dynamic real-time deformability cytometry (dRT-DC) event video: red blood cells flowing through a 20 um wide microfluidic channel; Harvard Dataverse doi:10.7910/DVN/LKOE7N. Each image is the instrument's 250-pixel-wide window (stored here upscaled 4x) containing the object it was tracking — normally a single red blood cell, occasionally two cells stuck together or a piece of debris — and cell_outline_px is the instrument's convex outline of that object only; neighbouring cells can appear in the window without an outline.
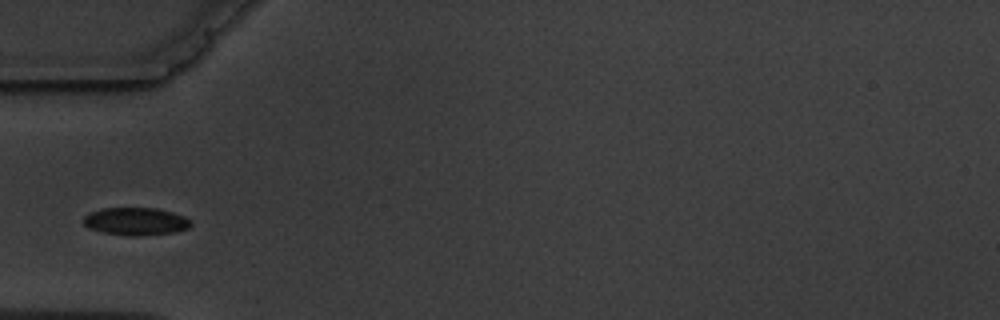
{"species": "common noctule bat (a hibernating species)", "species_latin": "Nyctalus noctula", "temperature_condition": "warm", "stored_images_in_passage": 3, "camera_frame_rate_fps": 3000, "um_per_image_px": 0.085, "animal": {"sex": "male", "body_mass_g": 19.5, "forearm_length_mm": 54.6}, "frame": {"image": 1, "passage_image": 3, "time_ms": 2.333, "image_size_px": [1000, 320], "cell_outline_px": [[192, 224], [188, 228], [176, 232], [140, 236], [128, 236], [104, 232], [88, 228], [84, 224], [84, 216], [88, 212], [104, 208], [156, 208], [172, 212], [184, 216], [192, 220]], "centroid_in_image_um": [11.56, 18.82], "position_along_channel_um": 73.4, "area_um2": 17.46}}